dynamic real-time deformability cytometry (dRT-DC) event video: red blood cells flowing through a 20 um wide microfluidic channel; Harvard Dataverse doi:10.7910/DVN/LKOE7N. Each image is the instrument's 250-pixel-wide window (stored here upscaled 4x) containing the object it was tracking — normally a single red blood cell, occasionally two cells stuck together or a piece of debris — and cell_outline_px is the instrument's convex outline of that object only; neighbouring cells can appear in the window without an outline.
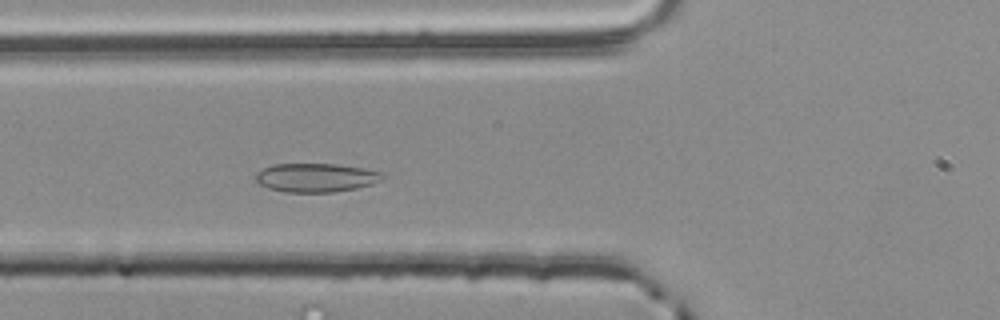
{"species": "common noctule bat (a hibernating species)", "species_latin": "Nyctalus noctula", "temperature_condition": "room temperature", "stored_images_in_passage": 17, "camera_frame_rate_fps": 3000, "um_per_image_px": 0.085, "animal": {"sex": "male", "body_mass_g": 20.4}, "frame": {"image": 1, "passage_image": 6, "time_ms": 1.667, "image_size_px": [1000, 320], "cell_outline_px": [[388, 176], [372, 184], [356, 188], [336, 192], [284, 192], [268, 188], [260, 184], [256, 180], [256, 172], [272, 164], [336, 164], [364, 168], [384, 172]], "centroid_in_image_um": [26.9, 15.09], "position_along_channel_um": 98.9, "area_um2": 21.44}}